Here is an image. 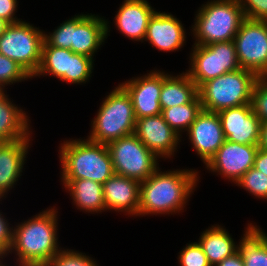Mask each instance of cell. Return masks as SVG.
<instances>
[{"label": "cell", "mask_w": 267, "mask_h": 266, "mask_svg": "<svg viewBox=\"0 0 267 266\" xmlns=\"http://www.w3.org/2000/svg\"><path fill=\"white\" fill-rule=\"evenodd\" d=\"M251 105L261 123L267 122V77H259L255 82Z\"/></svg>", "instance_id": "obj_31"}, {"label": "cell", "mask_w": 267, "mask_h": 266, "mask_svg": "<svg viewBox=\"0 0 267 266\" xmlns=\"http://www.w3.org/2000/svg\"><path fill=\"white\" fill-rule=\"evenodd\" d=\"M5 258V256H0V258L1 259H4ZM0 259V266H7L5 263L3 264V261Z\"/></svg>", "instance_id": "obj_40"}, {"label": "cell", "mask_w": 267, "mask_h": 266, "mask_svg": "<svg viewBox=\"0 0 267 266\" xmlns=\"http://www.w3.org/2000/svg\"><path fill=\"white\" fill-rule=\"evenodd\" d=\"M57 209L49 208L21 222L13 229L12 245L19 266H46L62 250L58 243Z\"/></svg>", "instance_id": "obj_2"}, {"label": "cell", "mask_w": 267, "mask_h": 266, "mask_svg": "<svg viewBox=\"0 0 267 266\" xmlns=\"http://www.w3.org/2000/svg\"><path fill=\"white\" fill-rule=\"evenodd\" d=\"M259 77L247 69H237L204 82L198 88L202 110H220L251 104L252 90Z\"/></svg>", "instance_id": "obj_7"}, {"label": "cell", "mask_w": 267, "mask_h": 266, "mask_svg": "<svg viewBox=\"0 0 267 266\" xmlns=\"http://www.w3.org/2000/svg\"><path fill=\"white\" fill-rule=\"evenodd\" d=\"M155 12L147 0H124L114 17V25L125 37L142 42Z\"/></svg>", "instance_id": "obj_20"}, {"label": "cell", "mask_w": 267, "mask_h": 266, "mask_svg": "<svg viewBox=\"0 0 267 266\" xmlns=\"http://www.w3.org/2000/svg\"><path fill=\"white\" fill-rule=\"evenodd\" d=\"M120 84L131 97L136 119L162 113L159 101L162 89V71L151 70L147 75L133 77Z\"/></svg>", "instance_id": "obj_16"}, {"label": "cell", "mask_w": 267, "mask_h": 266, "mask_svg": "<svg viewBox=\"0 0 267 266\" xmlns=\"http://www.w3.org/2000/svg\"><path fill=\"white\" fill-rule=\"evenodd\" d=\"M192 25L194 45L233 41L245 19L239 0H211L202 4Z\"/></svg>", "instance_id": "obj_5"}, {"label": "cell", "mask_w": 267, "mask_h": 266, "mask_svg": "<svg viewBox=\"0 0 267 266\" xmlns=\"http://www.w3.org/2000/svg\"><path fill=\"white\" fill-rule=\"evenodd\" d=\"M95 14H78L63 21L52 33H44L50 45L93 58L110 32L109 22Z\"/></svg>", "instance_id": "obj_4"}, {"label": "cell", "mask_w": 267, "mask_h": 266, "mask_svg": "<svg viewBox=\"0 0 267 266\" xmlns=\"http://www.w3.org/2000/svg\"><path fill=\"white\" fill-rule=\"evenodd\" d=\"M258 148L267 150V122L261 123Z\"/></svg>", "instance_id": "obj_38"}, {"label": "cell", "mask_w": 267, "mask_h": 266, "mask_svg": "<svg viewBox=\"0 0 267 266\" xmlns=\"http://www.w3.org/2000/svg\"><path fill=\"white\" fill-rule=\"evenodd\" d=\"M85 253L64 249L58 252L46 266H98L95 259Z\"/></svg>", "instance_id": "obj_30"}, {"label": "cell", "mask_w": 267, "mask_h": 266, "mask_svg": "<svg viewBox=\"0 0 267 266\" xmlns=\"http://www.w3.org/2000/svg\"><path fill=\"white\" fill-rule=\"evenodd\" d=\"M61 179H89L104 184L115 174L107 145L87 139L65 140L59 146Z\"/></svg>", "instance_id": "obj_3"}, {"label": "cell", "mask_w": 267, "mask_h": 266, "mask_svg": "<svg viewBox=\"0 0 267 266\" xmlns=\"http://www.w3.org/2000/svg\"><path fill=\"white\" fill-rule=\"evenodd\" d=\"M134 134L158 158H171L181 142L161 114L137 119Z\"/></svg>", "instance_id": "obj_14"}, {"label": "cell", "mask_w": 267, "mask_h": 266, "mask_svg": "<svg viewBox=\"0 0 267 266\" xmlns=\"http://www.w3.org/2000/svg\"><path fill=\"white\" fill-rule=\"evenodd\" d=\"M44 33L23 20L10 23L0 35V54L16 61L32 77L40 65Z\"/></svg>", "instance_id": "obj_8"}, {"label": "cell", "mask_w": 267, "mask_h": 266, "mask_svg": "<svg viewBox=\"0 0 267 266\" xmlns=\"http://www.w3.org/2000/svg\"><path fill=\"white\" fill-rule=\"evenodd\" d=\"M18 3L17 0H0V18L7 21L9 24L22 21V19L20 20L15 16Z\"/></svg>", "instance_id": "obj_35"}, {"label": "cell", "mask_w": 267, "mask_h": 266, "mask_svg": "<svg viewBox=\"0 0 267 266\" xmlns=\"http://www.w3.org/2000/svg\"><path fill=\"white\" fill-rule=\"evenodd\" d=\"M233 41L239 66L267 77V21L245 18Z\"/></svg>", "instance_id": "obj_12"}, {"label": "cell", "mask_w": 267, "mask_h": 266, "mask_svg": "<svg viewBox=\"0 0 267 266\" xmlns=\"http://www.w3.org/2000/svg\"><path fill=\"white\" fill-rule=\"evenodd\" d=\"M190 67L186 70L197 88L204 82L240 69L234 41L192 45Z\"/></svg>", "instance_id": "obj_10"}, {"label": "cell", "mask_w": 267, "mask_h": 266, "mask_svg": "<svg viewBox=\"0 0 267 266\" xmlns=\"http://www.w3.org/2000/svg\"><path fill=\"white\" fill-rule=\"evenodd\" d=\"M30 139L0 143V199L5 198L22 176Z\"/></svg>", "instance_id": "obj_21"}, {"label": "cell", "mask_w": 267, "mask_h": 266, "mask_svg": "<svg viewBox=\"0 0 267 266\" xmlns=\"http://www.w3.org/2000/svg\"><path fill=\"white\" fill-rule=\"evenodd\" d=\"M140 181L114 174L103 184L107 210L139 216Z\"/></svg>", "instance_id": "obj_19"}, {"label": "cell", "mask_w": 267, "mask_h": 266, "mask_svg": "<svg viewBox=\"0 0 267 266\" xmlns=\"http://www.w3.org/2000/svg\"><path fill=\"white\" fill-rule=\"evenodd\" d=\"M254 168L267 176V150L258 148L255 156Z\"/></svg>", "instance_id": "obj_36"}, {"label": "cell", "mask_w": 267, "mask_h": 266, "mask_svg": "<svg viewBox=\"0 0 267 266\" xmlns=\"http://www.w3.org/2000/svg\"><path fill=\"white\" fill-rule=\"evenodd\" d=\"M179 254L180 266H211L198 242L187 243Z\"/></svg>", "instance_id": "obj_32"}, {"label": "cell", "mask_w": 267, "mask_h": 266, "mask_svg": "<svg viewBox=\"0 0 267 266\" xmlns=\"http://www.w3.org/2000/svg\"><path fill=\"white\" fill-rule=\"evenodd\" d=\"M186 134L205 165L226 140L218 113L205 110L197 115Z\"/></svg>", "instance_id": "obj_17"}, {"label": "cell", "mask_w": 267, "mask_h": 266, "mask_svg": "<svg viewBox=\"0 0 267 266\" xmlns=\"http://www.w3.org/2000/svg\"><path fill=\"white\" fill-rule=\"evenodd\" d=\"M198 94V88L187 72L173 76L162 71L160 93L161 109L189 103Z\"/></svg>", "instance_id": "obj_24"}, {"label": "cell", "mask_w": 267, "mask_h": 266, "mask_svg": "<svg viewBox=\"0 0 267 266\" xmlns=\"http://www.w3.org/2000/svg\"><path fill=\"white\" fill-rule=\"evenodd\" d=\"M244 17L267 21V0H239Z\"/></svg>", "instance_id": "obj_33"}, {"label": "cell", "mask_w": 267, "mask_h": 266, "mask_svg": "<svg viewBox=\"0 0 267 266\" xmlns=\"http://www.w3.org/2000/svg\"><path fill=\"white\" fill-rule=\"evenodd\" d=\"M107 148L117 175L142 182L159 168V158L134 133L108 143Z\"/></svg>", "instance_id": "obj_9"}, {"label": "cell", "mask_w": 267, "mask_h": 266, "mask_svg": "<svg viewBox=\"0 0 267 266\" xmlns=\"http://www.w3.org/2000/svg\"><path fill=\"white\" fill-rule=\"evenodd\" d=\"M106 96L91 121L88 139L107 145L135 132L136 116L129 93L119 84Z\"/></svg>", "instance_id": "obj_6"}, {"label": "cell", "mask_w": 267, "mask_h": 266, "mask_svg": "<svg viewBox=\"0 0 267 266\" xmlns=\"http://www.w3.org/2000/svg\"><path fill=\"white\" fill-rule=\"evenodd\" d=\"M235 184L242 187L256 198L267 200V176L254 167L242 175Z\"/></svg>", "instance_id": "obj_28"}, {"label": "cell", "mask_w": 267, "mask_h": 266, "mask_svg": "<svg viewBox=\"0 0 267 266\" xmlns=\"http://www.w3.org/2000/svg\"><path fill=\"white\" fill-rule=\"evenodd\" d=\"M198 177L195 169L162 172L158 168L140 183L139 217L180 213L196 188Z\"/></svg>", "instance_id": "obj_1"}, {"label": "cell", "mask_w": 267, "mask_h": 266, "mask_svg": "<svg viewBox=\"0 0 267 266\" xmlns=\"http://www.w3.org/2000/svg\"><path fill=\"white\" fill-rule=\"evenodd\" d=\"M218 116L226 140L258 145L261 121L253 112L251 104L220 110Z\"/></svg>", "instance_id": "obj_15"}, {"label": "cell", "mask_w": 267, "mask_h": 266, "mask_svg": "<svg viewBox=\"0 0 267 266\" xmlns=\"http://www.w3.org/2000/svg\"><path fill=\"white\" fill-rule=\"evenodd\" d=\"M93 64V58L68 49L50 46L44 40L40 65L32 78L49 74L69 84H85L91 78Z\"/></svg>", "instance_id": "obj_11"}, {"label": "cell", "mask_w": 267, "mask_h": 266, "mask_svg": "<svg viewBox=\"0 0 267 266\" xmlns=\"http://www.w3.org/2000/svg\"><path fill=\"white\" fill-rule=\"evenodd\" d=\"M0 201L2 200L0 199ZM9 224L0 212V256H5L12 245L13 227H10Z\"/></svg>", "instance_id": "obj_34"}, {"label": "cell", "mask_w": 267, "mask_h": 266, "mask_svg": "<svg viewBox=\"0 0 267 266\" xmlns=\"http://www.w3.org/2000/svg\"><path fill=\"white\" fill-rule=\"evenodd\" d=\"M8 25L9 23L7 21L0 18V35L4 32Z\"/></svg>", "instance_id": "obj_39"}, {"label": "cell", "mask_w": 267, "mask_h": 266, "mask_svg": "<svg viewBox=\"0 0 267 266\" xmlns=\"http://www.w3.org/2000/svg\"><path fill=\"white\" fill-rule=\"evenodd\" d=\"M32 77L16 61L0 54V90L5 91L6 85L22 82Z\"/></svg>", "instance_id": "obj_29"}, {"label": "cell", "mask_w": 267, "mask_h": 266, "mask_svg": "<svg viewBox=\"0 0 267 266\" xmlns=\"http://www.w3.org/2000/svg\"><path fill=\"white\" fill-rule=\"evenodd\" d=\"M257 151L258 145L239 144L225 140L208 161L206 168L236 183L242 175L254 167Z\"/></svg>", "instance_id": "obj_13"}, {"label": "cell", "mask_w": 267, "mask_h": 266, "mask_svg": "<svg viewBox=\"0 0 267 266\" xmlns=\"http://www.w3.org/2000/svg\"><path fill=\"white\" fill-rule=\"evenodd\" d=\"M216 266H244V261L240 251L237 250L231 256L224 258L220 263Z\"/></svg>", "instance_id": "obj_37"}, {"label": "cell", "mask_w": 267, "mask_h": 266, "mask_svg": "<svg viewBox=\"0 0 267 266\" xmlns=\"http://www.w3.org/2000/svg\"><path fill=\"white\" fill-rule=\"evenodd\" d=\"M211 266H216L224 258L238 250V244L220 225H212L201 233L198 241Z\"/></svg>", "instance_id": "obj_25"}, {"label": "cell", "mask_w": 267, "mask_h": 266, "mask_svg": "<svg viewBox=\"0 0 267 266\" xmlns=\"http://www.w3.org/2000/svg\"><path fill=\"white\" fill-rule=\"evenodd\" d=\"M5 93L0 90V143L30 139V120L26 112L12 103Z\"/></svg>", "instance_id": "obj_22"}, {"label": "cell", "mask_w": 267, "mask_h": 266, "mask_svg": "<svg viewBox=\"0 0 267 266\" xmlns=\"http://www.w3.org/2000/svg\"><path fill=\"white\" fill-rule=\"evenodd\" d=\"M238 250L244 266H267V234L259 226L248 224Z\"/></svg>", "instance_id": "obj_26"}, {"label": "cell", "mask_w": 267, "mask_h": 266, "mask_svg": "<svg viewBox=\"0 0 267 266\" xmlns=\"http://www.w3.org/2000/svg\"><path fill=\"white\" fill-rule=\"evenodd\" d=\"M186 31L179 19L171 13L156 11L147 26L144 41L159 51H177L186 43Z\"/></svg>", "instance_id": "obj_18"}, {"label": "cell", "mask_w": 267, "mask_h": 266, "mask_svg": "<svg viewBox=\"0 0 267 266\" xmlns=\"http://www.w3.org/2000/svg\"><path fill=\"white\" fill-rule=\"evenodd\" d=\"M77 209L88 213L106 211L103 184L89 179L61 180Z\"/></svg>", "instance_id": "obj_23"}, {"label": "cell", "mask_w": 267, "mask_h": 266, "mask_svg": "<svg viewBox=\"0 0 267 266\" xmlns=\"http://www.w3.org/2000/svg\"><path fill=\"white\" fill-rule=\"evenodd\" d=\"M201 111V100L197 94L189 103L163 109L161 115L169 126L182 136L181 133L189 129Z\"/></svg>", "instance_id": "obj_27"}]
</instances>
